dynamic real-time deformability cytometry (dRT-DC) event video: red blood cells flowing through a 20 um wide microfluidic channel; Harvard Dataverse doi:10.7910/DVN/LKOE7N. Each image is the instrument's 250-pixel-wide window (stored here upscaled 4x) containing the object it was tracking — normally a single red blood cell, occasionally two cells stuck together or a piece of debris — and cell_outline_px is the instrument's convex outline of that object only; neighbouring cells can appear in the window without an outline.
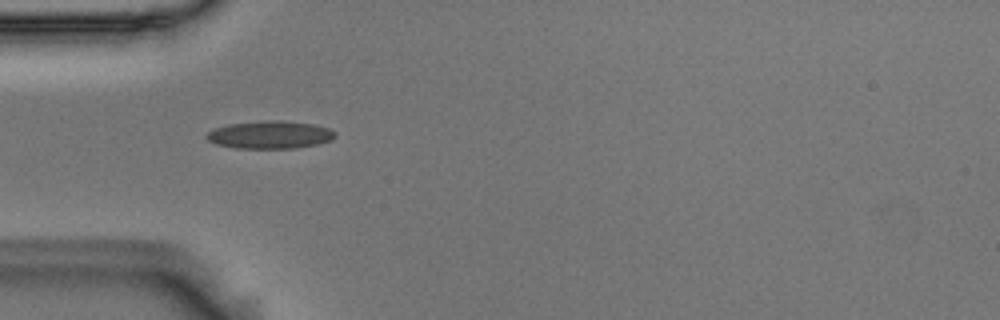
{"species": "Egyptian fruit bat (a non-hibernating species)", "species_latin": "Rousettus aegyptiacus", "temperature_condition": "room temperature", "stored_images_in_passage": 8, "camera_frame_rate_fps": 3000, "um_per_image_px": 0.085, "animal": {"sex": "male"}, "frame": {"image": 1, "passage_image": 2, "time_ms": 0.333, "image_size_px": [1000, 320], "cell_outline_px": [[336, 136], [332, 140], [316, 144], [292, 148], [236, 148], [216, 144], [208, 140], [204, 136], [208, 132], [216, 128], [228, 124], [268, 120], [280, 120], [312, 124], [328, 128], [336, 132]], "centroid_in_image_um": [22.94, 11.45], "position_along_channel_um": 62.1, "area_um2": 20.63}}
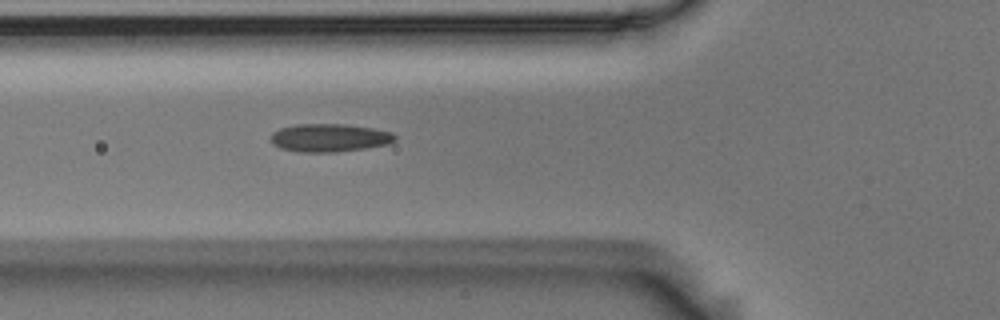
{"frame": {"image": 2, "passage_image": 5, "time_ms": 1.333, "image_size_px": [1000, 320], "cell_outline_px": [[396, 140], [388, 144], [364, 148], [336, 152], [300, 152], [280, 148], [272, 144], [272, 132], [280, 128], [296, 124], [344, 124], [372, 128], [392, 132], [396, 136]], "centroid_in_image_um": [28.0, 11.71], "position_along_channel_um": 97.8, "area_um2": 20.29}}